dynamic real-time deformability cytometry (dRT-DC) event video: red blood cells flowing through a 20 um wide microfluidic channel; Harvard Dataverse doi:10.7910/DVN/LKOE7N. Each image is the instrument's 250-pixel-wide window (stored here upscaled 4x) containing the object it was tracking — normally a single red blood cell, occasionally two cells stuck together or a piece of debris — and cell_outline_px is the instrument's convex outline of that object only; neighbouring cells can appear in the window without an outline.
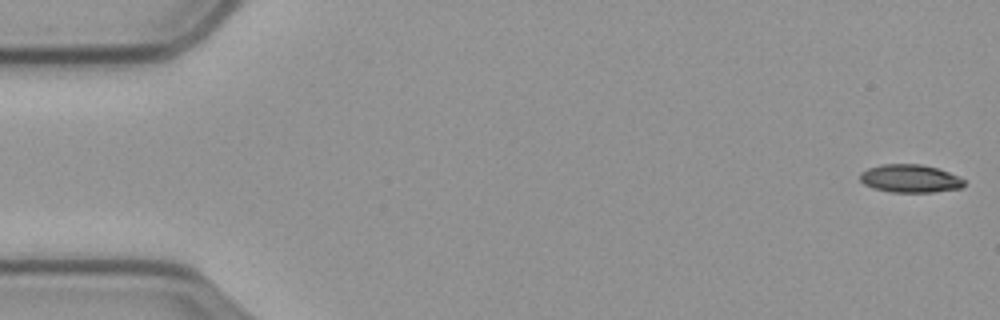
{"species": "common noctule bat (a hibernating species)", "species_latin": "Nyctalus noctula", "temperature_condition": "cold", "stored_images_in_passage": 58, "camera_frame_rate_fps": 3000, "um_per_image_px": 0.085, "animal": {"sex": "male", "body_mass_g": 23.1, "forearm_length_mm": 52.7}, "frame": {"image": 1, "passage_image": 1, "time_ms": 0.0, "image_size_px": [1000, 320], "cell_outline_px": [[964, 184], [960, 188], [932, 192], [888, 192], [872, 188], [864, 184], [860, 180], [860, 172], [868, 168], [884, 164], [920, 164], [936, 168], [948, 172], [964, 180]], "centroid_in_image_um": [77.3, 15.18], "position_along_channel_um": 7.7, "area_um2": 16.88}}
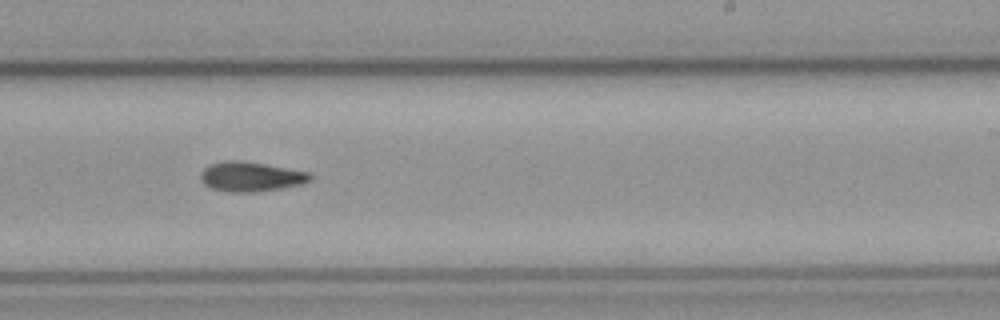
{"frame": {"image": 2, "passage_image": 35, "time_ms": 11.333, "image_size_px": [1000, 320], "cell_outline_px": [[312, 180], [300, 184], [280, 188], [256, 192], [228, 192], [212, 188], [204, 184], [200, 180], [200, 172], [208, 164], [228, 160], [236, 160], [264, 164], [308, 172], [312, 176]], "centroid_in_image_um": [21.27, 15.01], "position_along_channel_um": 267.7, "area_um2": 18.84}}
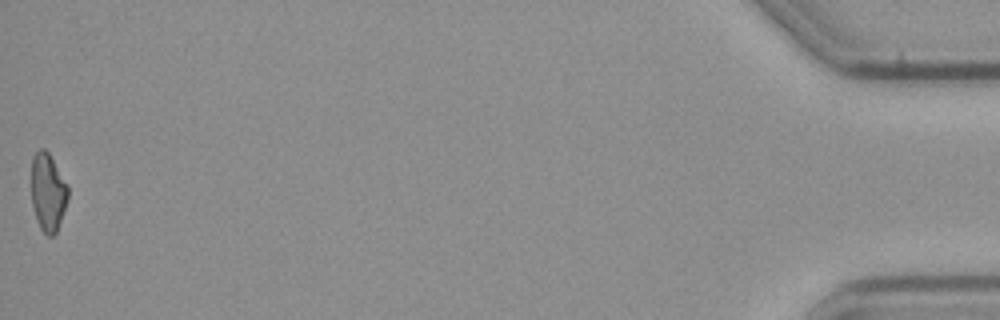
{"frame": {"image": 3, "passage_image": 58, "time_ms": 19.0, "image_size_px": [1000, 320], "cell_outline_px": [[68, 200], [56, 232], [52, 236], [48, 236], [40, 228], [36, 220], [32, 204], [32, 156], [40, 148], [44, 148], [48, 152], [68, 184]], "centroid_in_image_um": [4.08, 16.33], "position_along_channel_um": 431.1, "area_um2": 16.65}}